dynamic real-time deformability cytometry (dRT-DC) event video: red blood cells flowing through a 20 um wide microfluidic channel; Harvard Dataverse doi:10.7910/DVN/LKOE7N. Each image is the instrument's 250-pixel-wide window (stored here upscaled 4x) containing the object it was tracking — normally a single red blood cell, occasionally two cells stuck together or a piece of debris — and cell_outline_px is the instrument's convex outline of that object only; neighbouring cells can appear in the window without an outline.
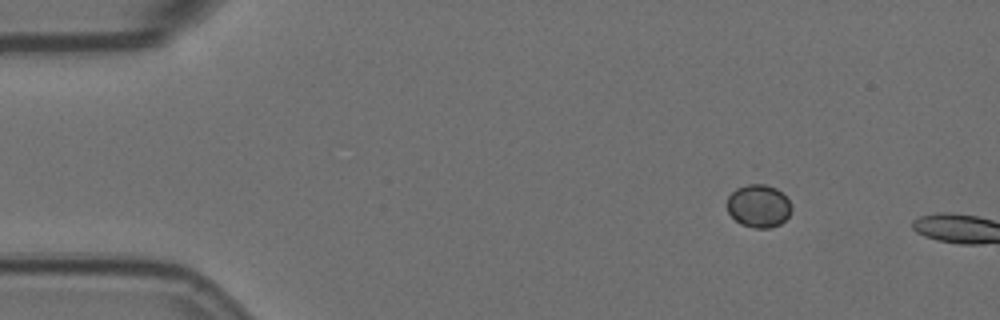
{"species": "Egyptian fruit bat (a non-hibernating species)", "species_latin": "Rousettus aegyptiacus", "temperature_condition": "room temperature", "stored_images_in_passage": 3, "camera_frame_rate_fps": 3000, "um_per_image_px": 0.085, "animal": {"sex": "female"}, "frame": {"image": 1, "passage_image": 1, "time_ms": 0.0, "image_size_px": [1000, 320], "cell_outline_px": [[792, 212], [780, 224], [768, 228], [752, 228], [740, 224], [728, 212], [728, 196], [736, 188], [756, 180], [776, 188], [792, 204]], "centroid_in_image_um": [64.48, 17.47], "position_along_channel_um": 20.5, "area_um2": 16.42}}